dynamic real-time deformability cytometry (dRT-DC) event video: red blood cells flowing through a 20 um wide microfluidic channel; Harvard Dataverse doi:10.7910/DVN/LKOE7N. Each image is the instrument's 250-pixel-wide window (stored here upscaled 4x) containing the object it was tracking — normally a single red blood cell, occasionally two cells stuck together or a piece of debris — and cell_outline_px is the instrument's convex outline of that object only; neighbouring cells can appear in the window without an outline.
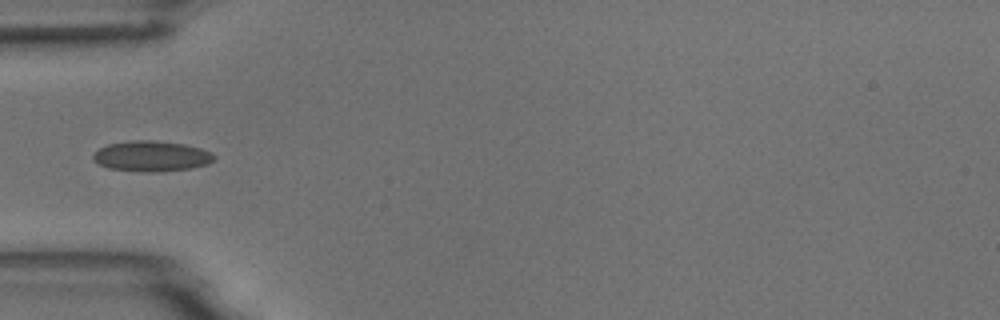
{"species": "common noctule bat (a hibernating species)", "species_latin": "Nyctalus noctula", "temperature_condition": "room temperature", "stored_images_in_passage": 5, "camera_frame_rate_fps": 3000, "um_per_image_px": 0.085, "animal": {"sex": "male", "body_mass_g": 18.8}, "frame": {"image": 1, "passage_image": 5, "time_ms": 5.333, "image_size_px": [1000, 320], "cell_outline_px": [[216, 156], [208, 164], [192, 168], [160, 172], [144, 172], [108, 168], [92, 160], [92, 156], [100, 148], [108, 144], [132, 140], [152, 140], [184, 144], [200, 148], [212, 152]], "centroid_in_image_um": [12.89, 13.28], "position_along_channel_um": 72.1, "area_um2": 21.56}}